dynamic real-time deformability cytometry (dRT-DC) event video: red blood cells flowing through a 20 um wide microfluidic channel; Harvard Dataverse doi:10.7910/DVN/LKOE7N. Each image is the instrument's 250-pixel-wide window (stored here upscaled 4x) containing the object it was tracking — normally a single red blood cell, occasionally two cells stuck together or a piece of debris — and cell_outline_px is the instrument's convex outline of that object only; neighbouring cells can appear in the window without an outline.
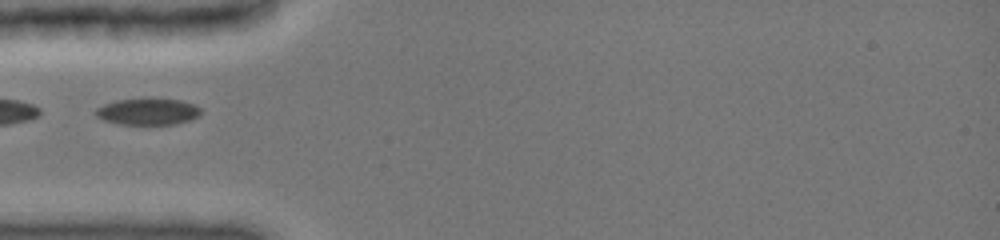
{"species": "common noctule bat (a hibernating species)", "species_latin": "Nyctalus noctula", "temperature_condition": "cold", "stored_images_in_passage": 5, "camera_frame_rate_fps": 3000, "um_per_image_px": 0.085, "animal": {"sex": "female", "body_mass_g": 19.0, "forearm_length_mm": 51.5}, "frame": {"image": 1, "passage_image": 5, "time_ms": 4.667, "image_size_px": [1000, 240], "cell_outline_px": [[200, 116], [192, 120], [176, 124], [120, 124], [104, 120], [96, 116], [92, 112], [96, 108], [104, 104], [116, 100], [180, 100], [192, 104], [200, 108]], "centroid_in_image_um": [12.55, 9.51], "position_along_channel_um": 72.5, "area_um2": 15.95}}